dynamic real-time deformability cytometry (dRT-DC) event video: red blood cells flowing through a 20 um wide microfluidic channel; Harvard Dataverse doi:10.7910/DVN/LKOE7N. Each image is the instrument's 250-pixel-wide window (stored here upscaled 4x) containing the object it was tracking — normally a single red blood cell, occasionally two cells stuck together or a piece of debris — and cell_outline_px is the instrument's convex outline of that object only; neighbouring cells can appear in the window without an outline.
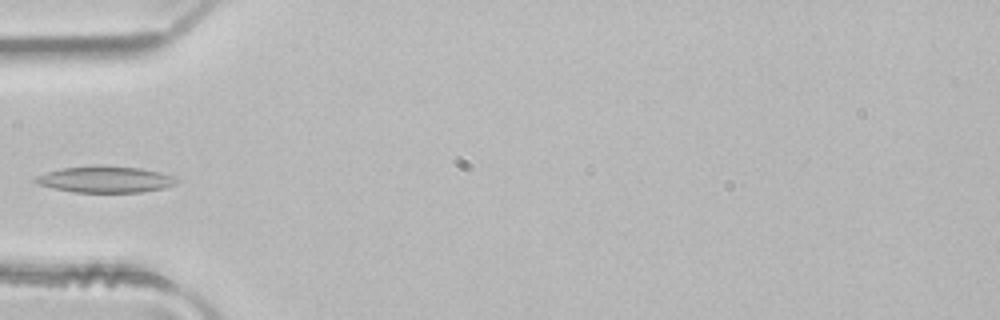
{"species": "common noctule bat (a hibernating species)", "species_latin": "Nyctalus noctula", "temperature_condition": "room temperature", "stored_images_in_passage": 4, "camera_frame_rate_fps": 3000, "um_per_image_px": 0.085, "animal": {"sex": "male", "body_mass_g": 21.5, "forearm_length_mm": 52.0}, "frame": {"image": 1, "passage_image": 4, "time_ms": 1.0, "image_size_px": [1000, 320], "cell_outline_px": [[176, 184], [164, 188], [140, 192], [72, 192], [52, 188], [36, 184], [32, 180], [36, 176], [60, 168], [140, 168], [160, 172], [172, 176], [176, 180]], "centroid_in_image_um": [8.91, 15.29], "position_along_channel_um": 76.1, "area_um2": 20.75}}